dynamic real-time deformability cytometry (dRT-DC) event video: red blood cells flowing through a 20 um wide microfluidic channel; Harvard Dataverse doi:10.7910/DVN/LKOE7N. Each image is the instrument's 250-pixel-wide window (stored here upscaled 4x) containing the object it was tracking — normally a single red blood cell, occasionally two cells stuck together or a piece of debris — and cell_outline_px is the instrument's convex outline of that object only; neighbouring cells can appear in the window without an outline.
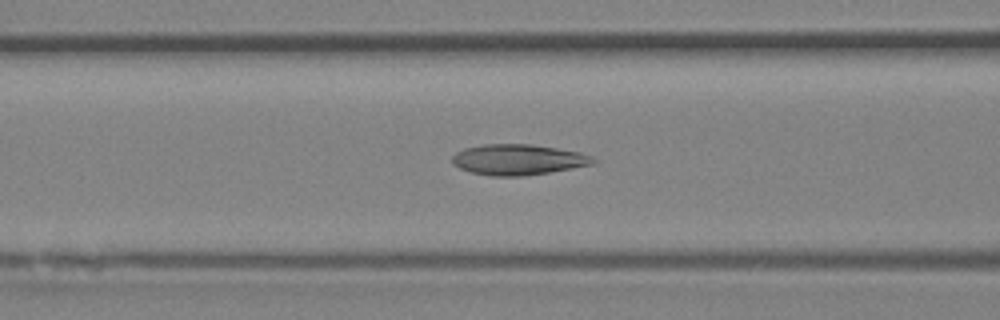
{"species": "Egyptian fruit bat (a non-hibernating species)", "species_latin": "Rousettus aegyptiacus", "temperature_condition": "room temperature", "stored_images_in_passage": 41, "camera_frame_rate_fps": 3000, "um_per_image_px": 0.085, "animal": {"sex": "female"}, "frame": {"image": 1, "passage_image": 17, "time_ms": 5.333, "image_size_px": [1000, 320], "cell_outline_px": [[596, 160], [592, 164], [548, 172], [524, 176], [492, 176], [472, 172], [460, 168], [452, 164], [452, 156], [456, 152], [464, 148], [484, 144], [532, 144], [580, 152], [592, 156]], "centroid_in_image_um": [44.01, 13.56], "position_along_channel_um": 122.6, "area_um2": 25.03}}
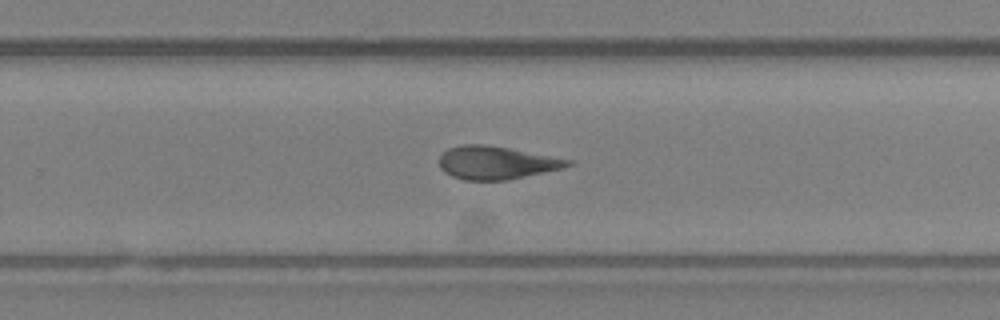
{"frame": {"image": 2, "passage_image": 27, "time_ms": 8.667, "image_size_px": [1000, 320], "cell_outline_px": [[572, 164], [560, 168], [508, 180], [464, 180], [452, 176], [444, 172], [440, 168], [440, 156], [448, 148], [460, 144], [484, 144], [508, 148], [572, 160]], "centroid_in_image_um": [42.12, 13.82], "position_along_channel_um": 287.7, "area_um2": 24.45}}
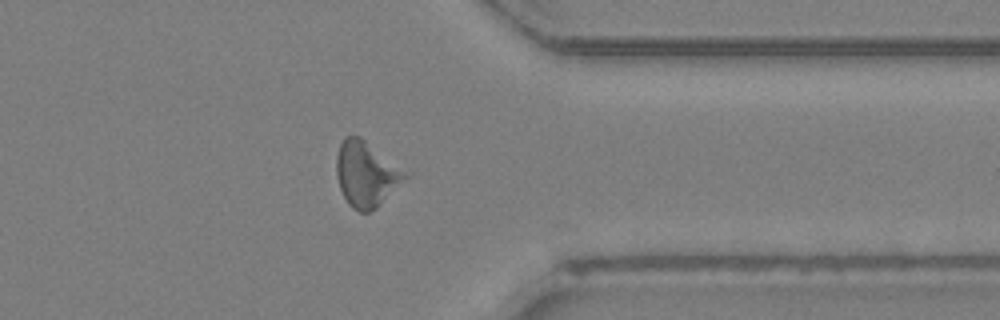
{"frame": {"image": 3, "passage_image": 33, "time_ms": 10.667, "image_size_px": [1000, 320], "cell_outline_px": [[408, 176], [376, 208], [368, 212], [360, 212], [352, 208], [348, 204], [340, 188], [336, 176], [336, 156], [340, 144], [344, 136], [360, 136], [404, 172]], "centroid_in_image_um": [31.05, 14.81], "position_along_channel_um": 380.3, "area_um2": 25.37}}